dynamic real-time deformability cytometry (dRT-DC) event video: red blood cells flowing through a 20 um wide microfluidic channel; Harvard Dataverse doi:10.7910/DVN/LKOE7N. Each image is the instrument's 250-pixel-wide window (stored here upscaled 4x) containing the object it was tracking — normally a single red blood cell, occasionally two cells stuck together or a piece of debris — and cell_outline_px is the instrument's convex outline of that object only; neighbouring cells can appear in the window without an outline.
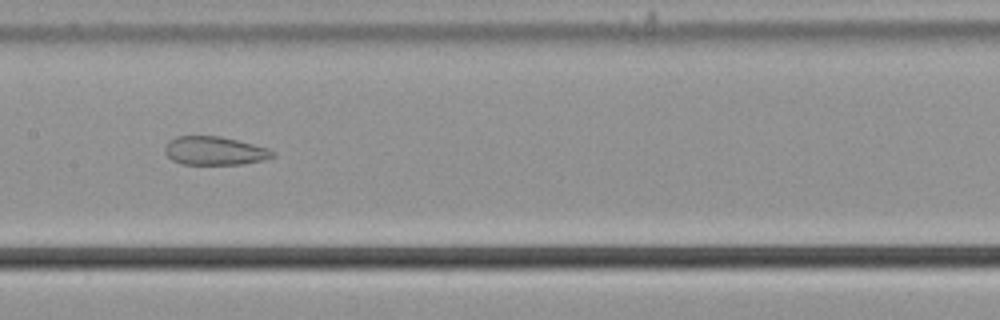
{"species": "common noctule bat (a hibernating species)", "species_latin": "Nyctalus noctula", "temperature_condition": "cold", "stored_images_in_passage": 42, "segment_of_instrument_passage": [2, 2], "camera_frame_rate_fps": 3000, "um_per_image_px": 0.085, "animal": {"sex": "male", "body_mass_g": 21.5, "forearm_length_mm": 52.0}, "frame": {"image": 1, "passage_image": 15, "time_ms": 4.667, "image_size_px": [1000, 320], "cell_outline_px": [[276, 156], [264, 160], [244, 164], [180, 164], [172, 160], [164, 152], [164, 148], [168, 140], [176, 136], [220, 136], [268, 148], [276, 152]], "centroid_in_image_um": [18.24, 12.82], "position_along_channel_um": 189.2, "area_um2": 18.03}}
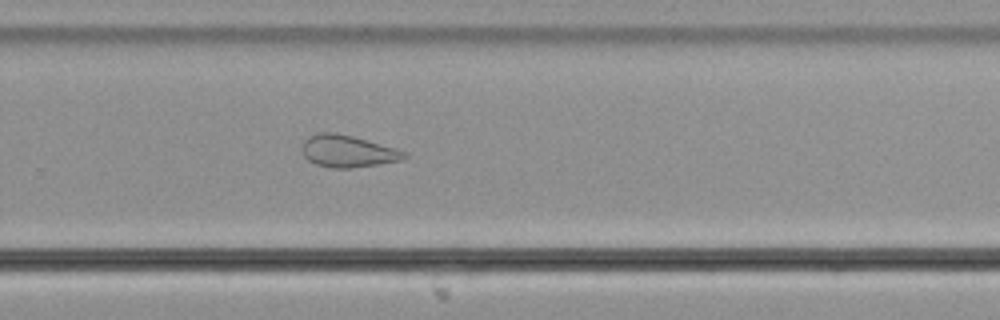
{"frame": {"image": 2, "passage_image": 24, "time_ms": 7.667, "image_size_px": [1000, 320], "cell_outline_px": [[408, 156], [400, 160], [380, 164], [352, 168], [332, 168], [316, 164], [308, 160], [304, 156], [304, 140], [308, 136], [320, 132], [336, 132], [352, 136], [396, 148], [408, 152]], "centroid_in_image_um": [29.58, 12.85], "position_along_channel_um": 300.2, "area_um2": 19.02}}
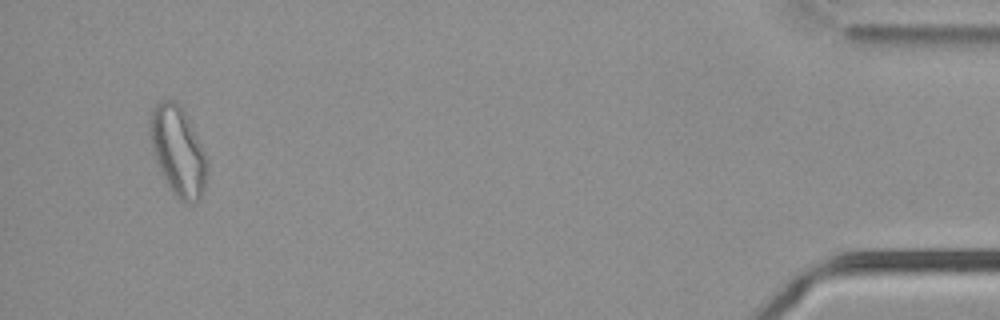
{"frame": {"image": 3, "passage_image": 40, "time_ms": 13.0, "image_size_px": [1000, 320], "cell_outline_px": [[208, 172], [204, 188], [200, 200], [196, 204], [188, 204], [180, 200], [172, 192], [156, 164], [148, 132], [148, 120], [152, 108], [160, 100], [172, 100], [180, 104], [204, 152], [208, 164]], "centroid_in_image_um": [15.1, 12.87], "position_along_channel_um": 420.1, "area_um2": 29.94}}